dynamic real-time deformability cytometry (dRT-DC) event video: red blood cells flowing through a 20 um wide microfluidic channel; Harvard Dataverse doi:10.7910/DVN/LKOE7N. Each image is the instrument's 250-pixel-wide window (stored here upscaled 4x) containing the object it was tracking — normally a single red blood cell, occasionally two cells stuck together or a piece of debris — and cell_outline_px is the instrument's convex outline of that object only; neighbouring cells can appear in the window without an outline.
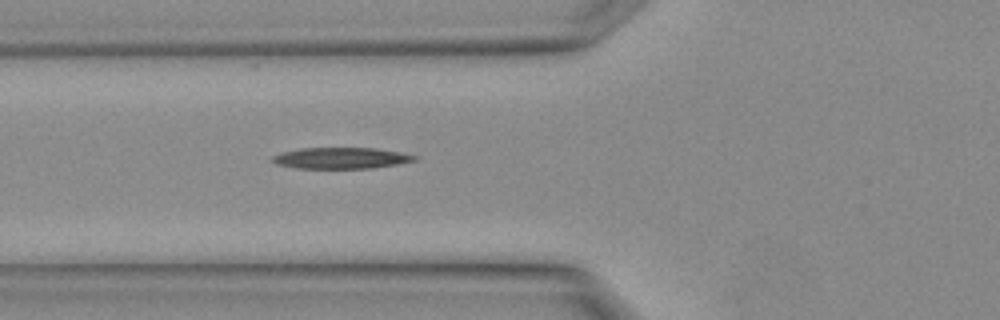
{"species": "Egyptian fruit bat (a non-hibernating species)", "species_latin": "Rousettus aegyptiacus", "temperature_condition": "warm", "stored_images_in_passage": 3, "camera_frame_rate_fps": 3000, "um_per_image_px": 0.085, "animal": {"sex": "female"}, "frame": {"image": 1, "passage_image": 3, "time_ms": 0.667, "image_size_px": [1000, 320], "cell_outline_px": [[420, 156], [416, 160], [396, 164], [372, 168], [296, 168], [276, 164], [272, 160], [272, 156], [284, 152], [300, 148], [376, 148], [400, 152]], "centroid_in_image_um": [29.01, 13.43], "position_along_channel_um": 96.8, "area_um2": 17.46}}